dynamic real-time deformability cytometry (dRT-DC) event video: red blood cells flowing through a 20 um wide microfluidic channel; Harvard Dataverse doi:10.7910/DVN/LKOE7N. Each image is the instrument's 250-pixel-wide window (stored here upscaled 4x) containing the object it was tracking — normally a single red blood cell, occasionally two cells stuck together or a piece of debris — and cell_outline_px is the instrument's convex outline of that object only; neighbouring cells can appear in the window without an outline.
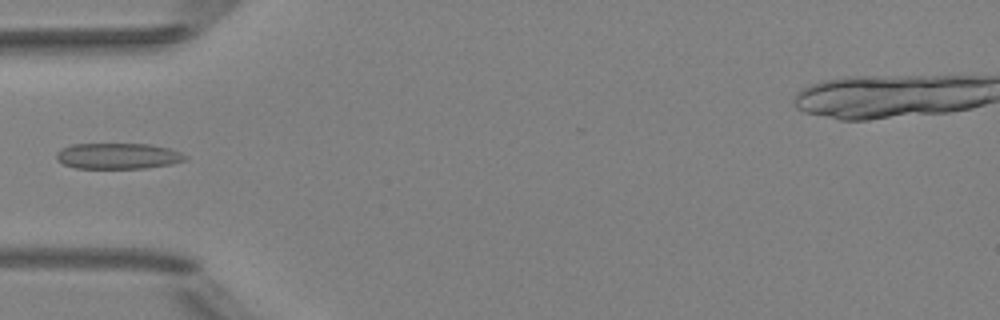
{"species": "Egyptian fruit bat (a non-hibernating species)", "species_latin": "Rousettus aegyptiacus", "temperature_condition": "room temperature", "stored_images_in_passage": 4, "camera_frame_rate_fps": 3000, "um_per_image_px": 0.085, "animal": {"sex": "female"}, "frame": {"image": 1, "passage_image": 4, "time_ms": 4.0, "image_size_px": [1000, 320], "cell_outline_px": [[188, 156], [184, 160], [172, 164], [144, 168], [76, 168], [64, 164], [56, 160], [56, 152], [60, 148], [72, 144], [148, 144], [168, 148], [180, 152]], "centroid_in_image_um": [9.99, 13.26], "position_along_channel_um": 75.0, "area_um2": 19.42}}